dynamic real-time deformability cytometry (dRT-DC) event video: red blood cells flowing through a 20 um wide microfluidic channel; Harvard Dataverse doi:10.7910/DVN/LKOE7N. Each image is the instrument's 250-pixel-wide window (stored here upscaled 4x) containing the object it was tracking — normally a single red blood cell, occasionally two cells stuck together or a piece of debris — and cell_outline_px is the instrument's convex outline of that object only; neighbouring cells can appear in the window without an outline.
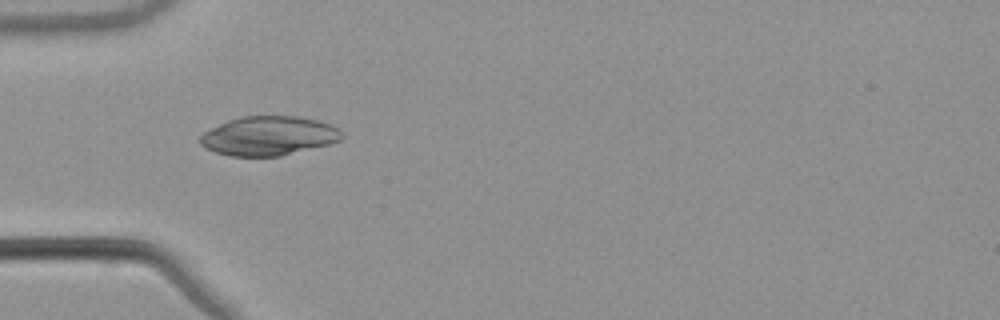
{"species": "common noctule bat (a hibernating species)", "species_latin": "Nyctalus noctula", "temperature_condition": "warm", "stored_images_in_passage": 41, "camera_frame_rate_fps": 3000, "um_per_image_px": 0.085, "animal": {"sex": "male", "body_mass_g": 21.5, "forearm_length_mm": 52.0}, "frame": {"image": 1, "passage_image": 5, "time_ms": 1.333, "image_size_px": [1000, 320], "cell_outline_px": [[344, 136], [340, 140], [328, 144], [280, 156], [232, 156], [216, 152], [200, 144], [200, 136], [204, 132], [228, 120], [240, 116], [300, 116], [332, 124], [340, 128]], "centroid_in_image_um": [22.87, 11.54], "position_along_channel_um": 62.1, "area_um2": 32.25}}
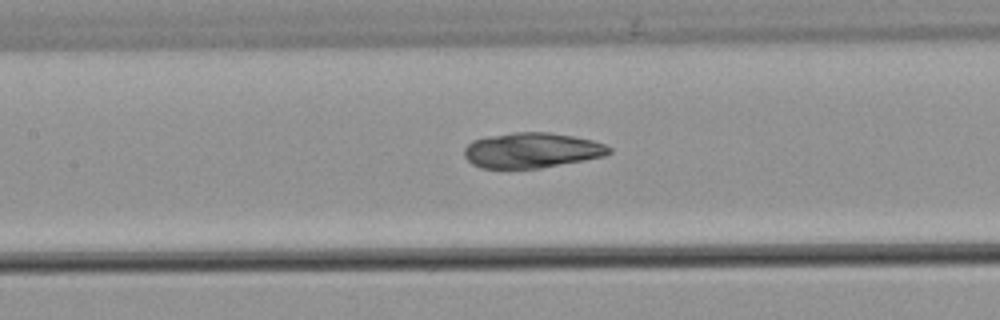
{"frame": {"image": 2, "passage_image": 13, "time_ms": 4.0, "image_size_px": [1000, 320], "cell_outline_px": [[612, 152], [604, 156], [584, 160], [540, 168], [480, 168], [472, 164], [464, 156], [464, 148], [472, 140], [484, 136], [512, 132], [548, 132], [572, 136], [592, 140], [604, 144], [612, 148]], "centroid_in_image_um": [45.17, 12.77], "position_along_channel_um": 162.2, "area_um2": 29.88}}
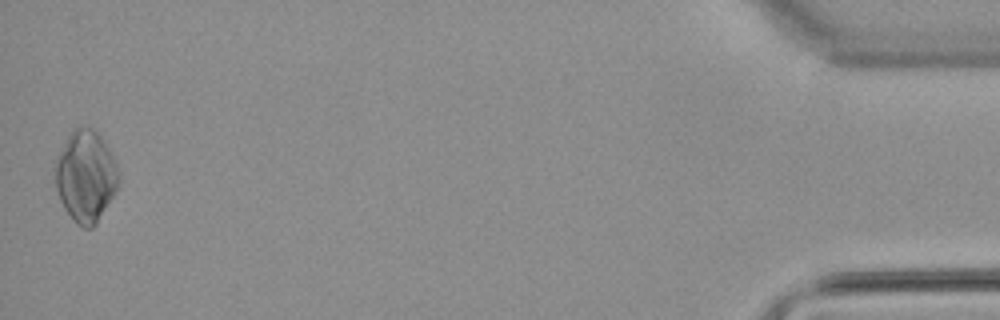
{"frame": {"image": 3, "passage_image": 41, "time_ms": 13.333, "image_size_px": [1000, 320], "cell_outline_px": [[120, 180], [112, 196], [96, 224], [92, 228], [84, 228], [76, 224], [64, 208], [60, 200], [56, 188], [56, 156], [72, 128], [80, 124], [92, 128], [104, 140], [116, 160], [120, 172]], "centroid_in_image_um": [7.29, 14.93], "position_along_channel_um": 427.9, "area_um2": 34.1}}